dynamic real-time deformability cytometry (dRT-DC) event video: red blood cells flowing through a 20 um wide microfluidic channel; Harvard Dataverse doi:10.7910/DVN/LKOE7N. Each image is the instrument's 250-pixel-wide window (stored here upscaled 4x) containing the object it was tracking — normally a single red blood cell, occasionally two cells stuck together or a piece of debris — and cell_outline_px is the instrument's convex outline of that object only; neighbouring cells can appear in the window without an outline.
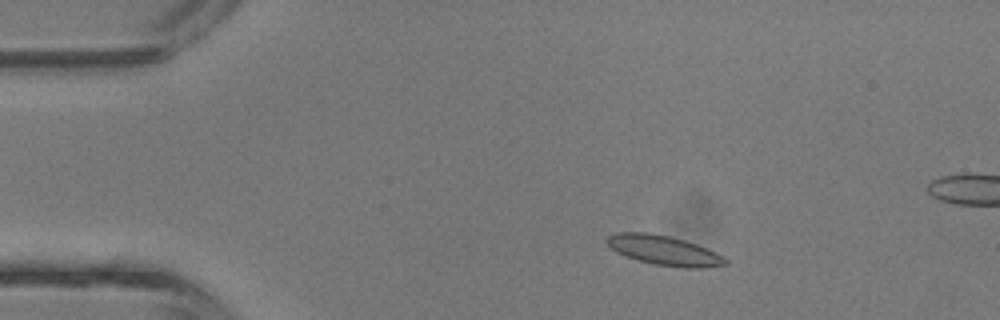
{"species": "common noctule bat (a hibernating species)", "species_latin": "Nyctalus noctula", "temperature_condition": "room temperature", "stored_images_in_passage": 40, "segment_of_instrument_passage": [1, 2], "camera_frame_rate_fps": 3000, "um_per_image_px": 0.085, "animal": {"sex": "male", "body_mass_g": 13.3}, "frame": {"image": 1, "passage_image": 5, "time_ms": 1.333, "image_size_px": [1000, 320], "cell_outline_px": [[728, 264], [704, 268], [680, 268], [656, 264], [636, 260], [624, 256], [616, 252], [604, 240], [608, 236], [616, 232], [648, 232], [668, 236], [684, 240], [696, 244], [716, 252], [724, 256], [728, 260]], "centroid_in_image_um": [56.44, 21.29], "position_along_channel_um": 28.6, "area_um2": 20.63}}
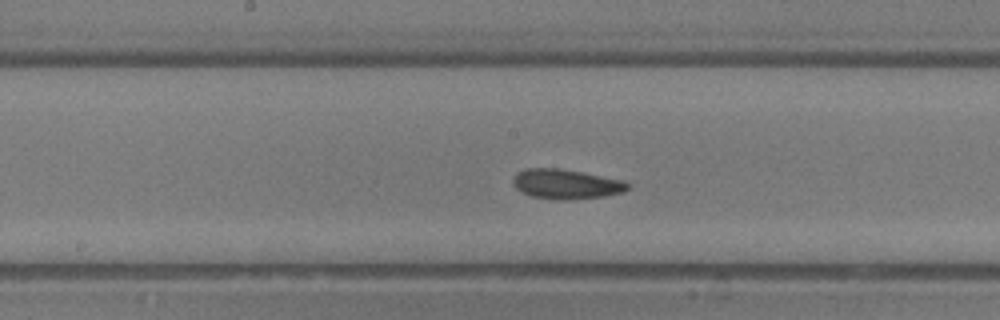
{"frame": {"image": 2, "passage_image": 19, "time_ms": 6.0, "image_size_px": [1000, 320], "cell_outline_px": [[632, 184], [624, 192], [604, 196], [568, 200], [556, 200], [532, 196], [516, 188], [512, 184], [512, 180], [516, 172], [524, 168], [560, 168], [624, 180]], "centroid_in_image_um": [48.12, 15.64], "position_along_channel_um": 200.1, "area_um2": 20.06}}
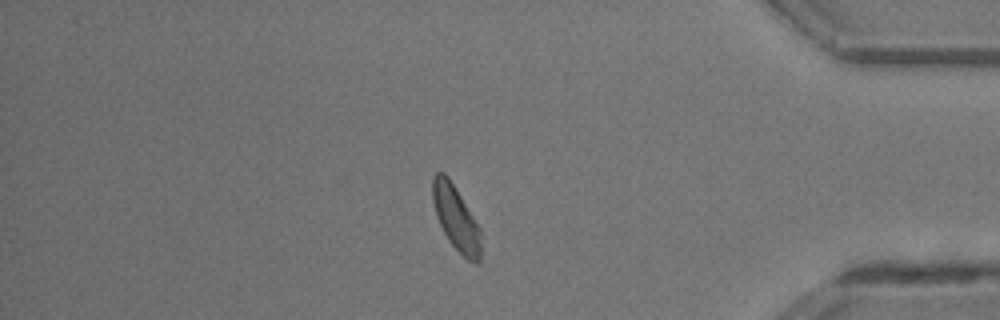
{"frame": {"image": 3, "passage_image": 33, "time_ms": 10.667, "image_size_px": [1000, 320], "cell_outline_px": [[480, 260], [476, 264], [468, 260], [448, 240], [436, 216], [432, 200], [432, 176], [436, 172], [444, 172], [448, 176], [480, 228]], "centroid_in_image_um": [38.73, 18.51], "position_along_channel_um": 396.5, "area_um2": 17.92}}